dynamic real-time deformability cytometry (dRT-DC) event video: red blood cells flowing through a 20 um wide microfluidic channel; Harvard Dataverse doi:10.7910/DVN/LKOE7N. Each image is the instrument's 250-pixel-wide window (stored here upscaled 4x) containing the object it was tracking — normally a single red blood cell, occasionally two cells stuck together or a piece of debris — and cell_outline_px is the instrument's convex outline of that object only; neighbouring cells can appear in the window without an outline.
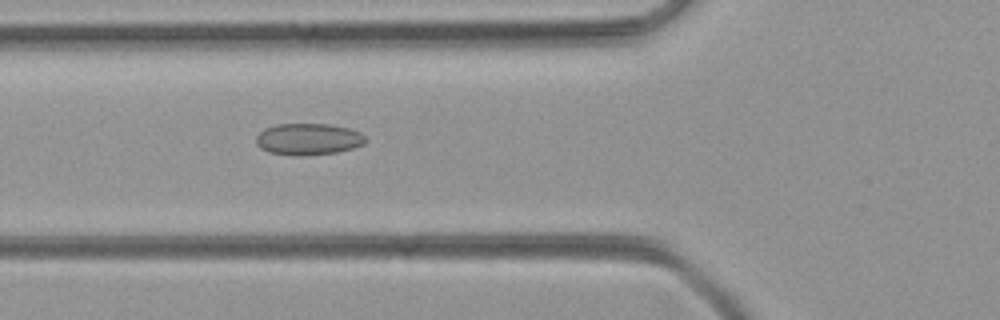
{"species": "common noctule bat (a hibernating species)", "species_latin": "Nyctalus noctula", "temperature_condition": "room temperature", "stored_images_in_passage": 46, "camera_frame_rate_fps": 3000, "um_per_image_px": 0.085, "animal": {"sex": "female", "body_mass_g": 21.9}, "frame": {"image": 1, "passage_image": 19, "time_ms": 6.0, "image_size_px": [1000, 320], "cell_outline_px": [[364, 144], [352, 148], [336, 152], [300, 156], [296, 156], [268, 152], [260, 148], [256, 144], [256, 136], [264, 128], [276, 124], [328, 124], [348, 128], [360, 132], [364, 136]], "centroid_in_image_um": [26.16, 11.83], "position_along_channel_um": 99.6, "area_um2": 20.11}}
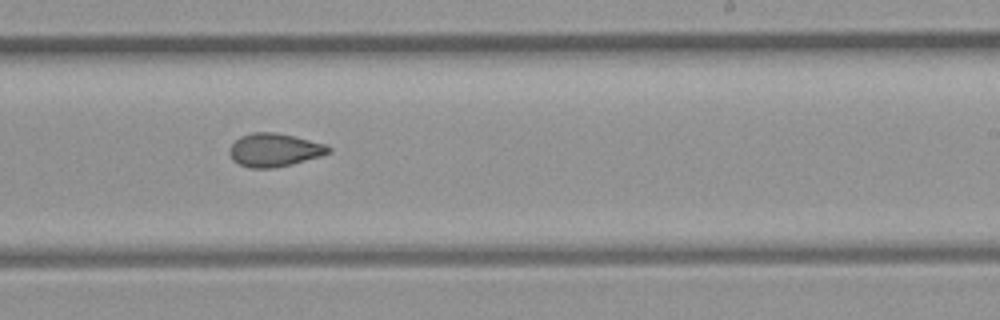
{"frame": {"image": 2, "passage_image": 31, "time_ms": 10.0, "image_size_px": [1000, 320], "cell_outline_px": [[332, 152], [320, 156], [292, 164], [272, 168], [252, 168], [240, 164], [232, 160], [228, 152], [228, 148], [240, 136], [252, 132], [276, 132], [296, 136], [324, 144], [332, 148]], "centroid_in_image_um": [23.31, 12.74], "position_along_channel_um": 265.7, "area_um2": 19.31}}
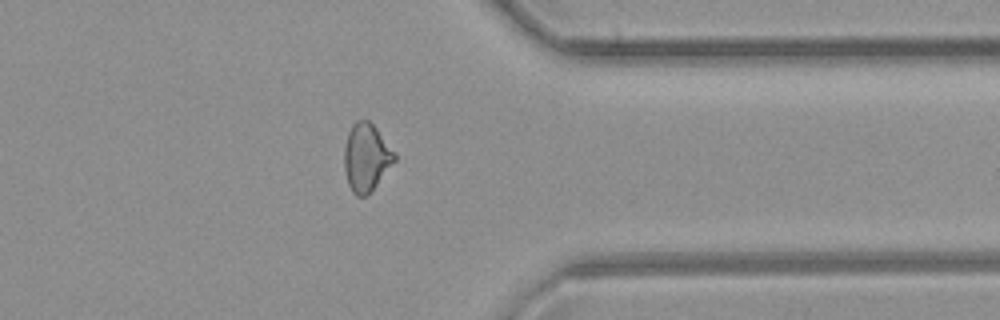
{"frame": {"image": 3, "passage_image": 40, "time_ms": 13.0, "image_size_px": [1000, 320], "cell_outline_px": [[396, 160], [376, 184], [364, 196], [356, 196], [352, 192], [348, 184], [344, 168], [344, 148], [348, 132], [352, 124], [356, 120], [368, 120], [376, 128], [396, 152]], "centroid_in_image_um": [31.12, 13.35], "position_along_channel_um": 380.3, "area_um2": 19.71}}